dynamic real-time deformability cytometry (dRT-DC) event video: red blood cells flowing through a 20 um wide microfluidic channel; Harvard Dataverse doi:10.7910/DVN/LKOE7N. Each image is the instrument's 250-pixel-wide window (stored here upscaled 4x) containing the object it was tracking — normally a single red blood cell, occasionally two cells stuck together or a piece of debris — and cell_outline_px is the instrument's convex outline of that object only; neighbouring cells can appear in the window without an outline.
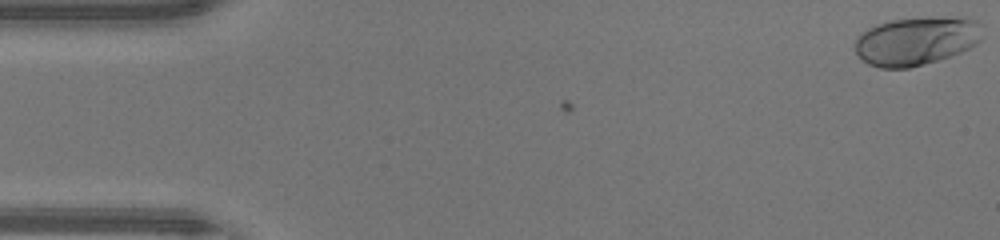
{"species": "human", "species_latin": "Homo sapiens", "temperature_condition": "warm", "stored_images_in_passage": 47, "camera_frame_rate_fps": 3000, "um_per_image_px": 0.085, "donor": {"sex": "male"}, "frame": {"image": 1, "passage_image": 1, "time_ms": 0.0, "image_size_px": [1000, 240], "cell_outline_px": [[980, 40], [976, 44], [960, 52], [936, 60], [908, 68], [880, 68], [868, 64], [856, 52], [856, 36], [860, 32], [868, 28], [892, 20], [932, 16], [968, 16], [976, 20], [980, 24]], "centroid_in_image_um": [77.9, 3.44], "position_along_channel_um": 7.1, "area_um2": 36.01}}
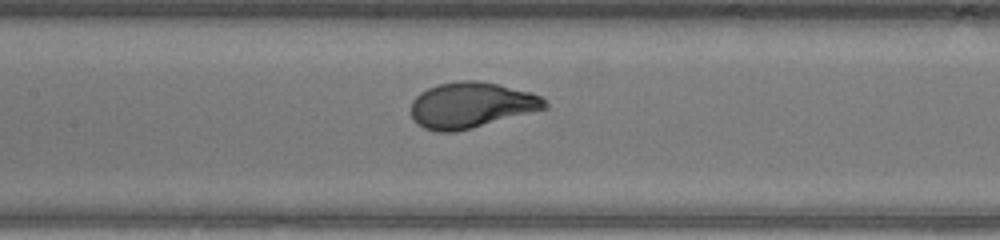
{"frame": {"image": 2, "passage_image": 22, "time_ms": 7.0, "image_size_px": [1000, 240], "cell_outline_px": [[548, 108], [472, 128], [456, 132], [436, 132], [424, 128], [416, 124], [412, 116], [412, 100], [420, 92], [428, 88], [440, 84], [460, 80], [480, 80], [528, 92], [540, 96], [548, 104]], "centroid_in_image_um": [40.02, 8.95], "position_along_channel_um": 167.4, "area_um2": 35.55}}
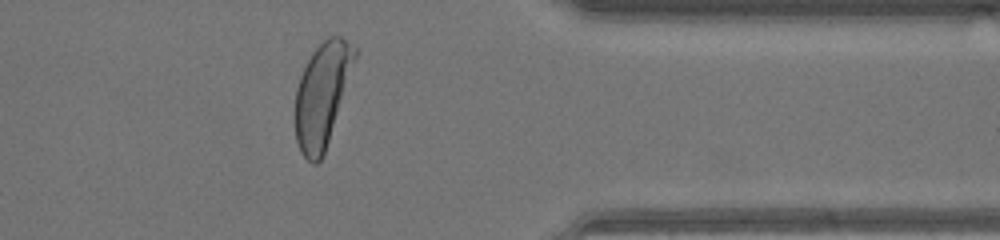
{"frame": {"image": 3, "passage_image": 38, "time_ms": 12.333, "image_size_px": [1000, 240], "cell_outline_px": [[360, 48], [324, 152], [320, 160], [316, 164], [312, 164], [300, 152], [296, 140], [296, 88], [300, 76], [312, 52], [328, 36], [340, 36]], "centroid_in_image_um": [27.4, 7.99], "position_along_channel_um": 384.0, "area_um2": 35.66}, "authors_computed_cell_mechanics": {"area_um2": 35.3736, "velocity_mm_per_s": 4.3807, "shape_relaxation_time_tau1_ms": 2.309, "shape_relaxation_time_tau2_ms": null, "deformation_change_tau1": 0.1865, "deformation_change_tau2": null}}